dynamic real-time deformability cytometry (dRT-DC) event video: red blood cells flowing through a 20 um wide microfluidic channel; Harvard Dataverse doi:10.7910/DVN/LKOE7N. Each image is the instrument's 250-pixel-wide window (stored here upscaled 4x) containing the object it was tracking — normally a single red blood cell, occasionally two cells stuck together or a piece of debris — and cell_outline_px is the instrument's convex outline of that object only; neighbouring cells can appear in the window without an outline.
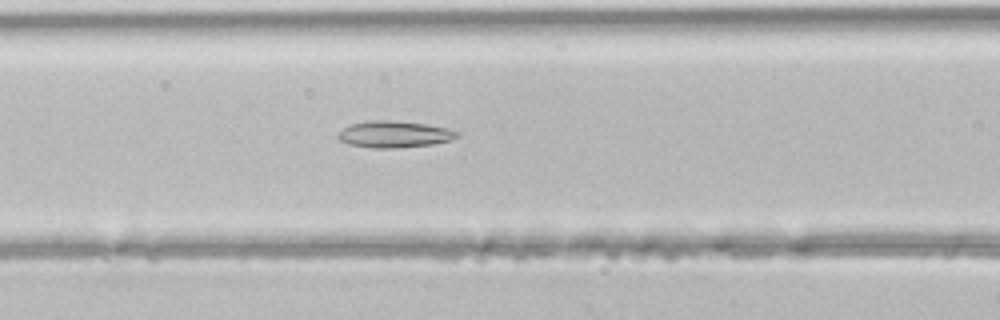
{"species": "common noctule bat (a hibernating species)", "species_latin": "Nyctalus noctula", "temperature_condition": "room temperature", "stored_images_in_passage": 39, "camera_frame_rate_fps": 3000, "um_per_image_px": 0.085, "animal": {"sex": "male", "body_mass_g": 21.5, "forearm_length_mm": 52.0}, "frame": {"image": 1, "passage_image": 13, "time_ms": 4.0, "image_size_px": [1000, 320], "cell_outline_px": [[460, 136], [452, 140], [432, 144], [396, 148], [372, 148], [348, 144], [340, 140], [336, 136], [344, 128], [352, 124], [368, 120], [388, 120], [428, 124], [448, 128], [460, 132]], "centroid_in_image_um": [33.55, 11.41], "position_along_channel_um": 133.0, "area_um2": 18.55}}
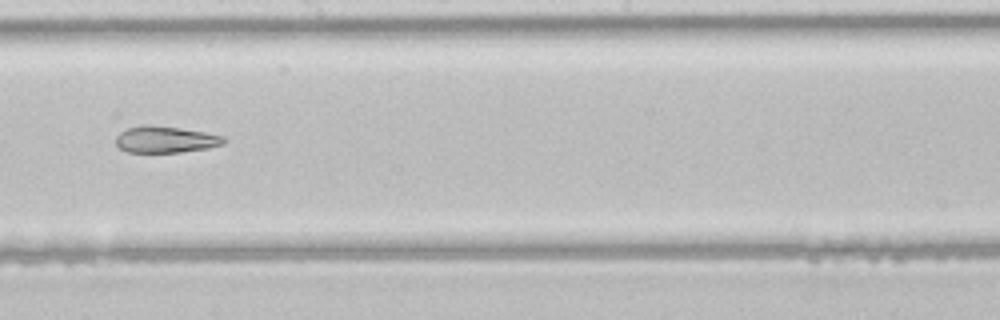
{"frame": {"image": 2, "passage_image": 20, "time_ms": 6.333, "image_size_px": [1000, 320], "cell_outline_px": [[228, 140], [224, 144], [208, 148], [180, 152], [128, 152], [120, 148], [116, 144], [116, 136], [120, 132], [128, 128], [144, 124], [148, 124], [180, 128], [204, 132], [224, 136]], "centroid_in_image_um": [14.08, 11.85], "position_along_channel_um": 234.1, "area_um2": 16.76}}
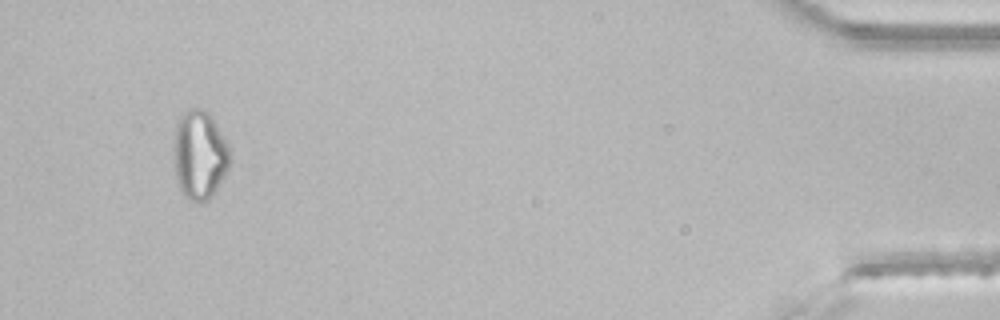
{"frame": {"image": 3, "passage_image": 38, "time_ms": 12.333, "image_size_px": [1000, 320], "cell_outline_px": [[232, 160], [224, 176], [208, 200], [196, 204], [188, 200], [184, 196], [176, 180], [172, 156], [176, 128], [180, 116], [188, 108], [200, 108], [208, 112], [212, 116], [232, 148]], "centroid_in_image_um": [16.98, 13.17], "position_along_channel_um": 418.2, "area_um2": 29.88}}